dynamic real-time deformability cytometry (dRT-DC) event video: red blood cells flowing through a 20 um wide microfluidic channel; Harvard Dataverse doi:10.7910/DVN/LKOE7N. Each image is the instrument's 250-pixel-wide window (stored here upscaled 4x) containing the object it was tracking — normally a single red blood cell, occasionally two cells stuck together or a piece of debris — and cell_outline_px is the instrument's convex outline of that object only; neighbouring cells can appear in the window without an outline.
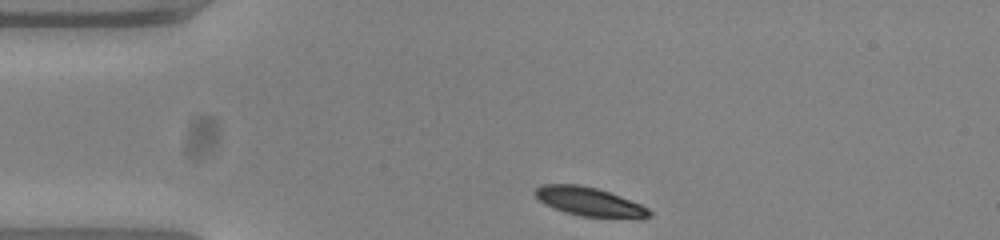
{"species": "common noctule bat (a hibernating species)", "species_latin": "Nyctalus noctula", "temperature_condition": "warm", "stored_images_in_passage": 34, "camera_frame_rate_fps": 3000, "um_per_image_px": 0.085, "animal": {"sex": "female", "body_mass_g": 23.0, "forearm_length_mm": 53.4}, "frame": {"image": 1, "passage_image": 1, "time_ms": 0.0, "image_size_px": [1000, 240], "cell_outline_px": [[652, 216], [640, 220], [636, 220], [580, 216], [564, 212], [544, 204], [532, 192], [540, 184], [580, 184], [596, 188], [620, 196], [640, 204], [648, 208], [652, 212]], "centroid_in_image_um": [50.15, 17.18], "position_along_channel_um": 34.9, "area_um2": 19.71}}
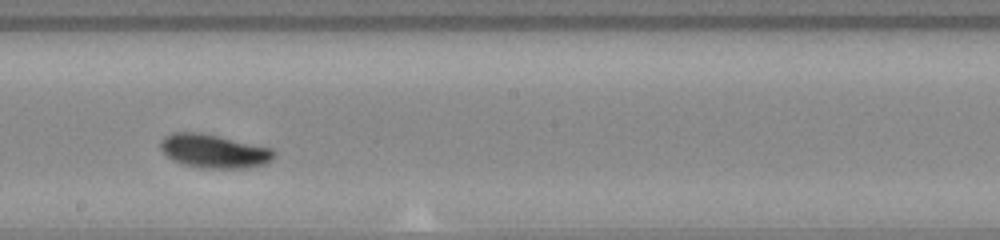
{"frame": {"image": 2, "passage_image": 20, "time_ms": 6.333, "image_size_px": [1000, 240], "cell_outline_px": [[276, 156], [264, 164], [248, 168], [200, 168], [180, 164], [172, 160], [160, 148], [160, 140], [164, 136], [172, 132], [196, 132], [216, 136], [268, 148], [276, 152]], "centroid_in_image_um": [18.12, 12.86], "position_along_channel_um": 230.1, "area_um2": 22.02}}
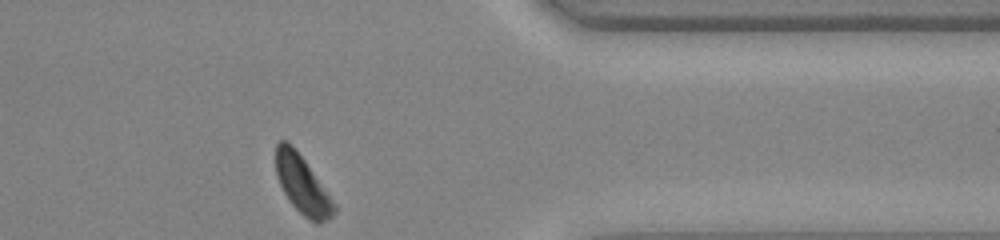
{"frame": {"image": 3, "passage_image": 34, "time_ms": 11.0, "image_size_px": [1000, 240], "cell_outline_px": [[336, 212], [332, 216], [320, 224], [316, 224], [304, 216], [292, 204], [284, 192], [276, 176], [276, 144], [280, 140], [288, 140], [292, 144], [304, 160], [336, 204]], "centroid_in_image_um": [25.7, 15.7], "position_along_channel_um": 385.7, "area_um2": 19.54}, "authors_computed_cell_mechanics": {"area_um2": 20.8947, "velocity_mm_per_s": 3.7129, "shape_relaxation_time_tau1_ms": 5.0907, "shape_relaxation_time_tau2_ms": null, "deformation_change_tau1": 0.1805, "deformation_change_tau2": null}}